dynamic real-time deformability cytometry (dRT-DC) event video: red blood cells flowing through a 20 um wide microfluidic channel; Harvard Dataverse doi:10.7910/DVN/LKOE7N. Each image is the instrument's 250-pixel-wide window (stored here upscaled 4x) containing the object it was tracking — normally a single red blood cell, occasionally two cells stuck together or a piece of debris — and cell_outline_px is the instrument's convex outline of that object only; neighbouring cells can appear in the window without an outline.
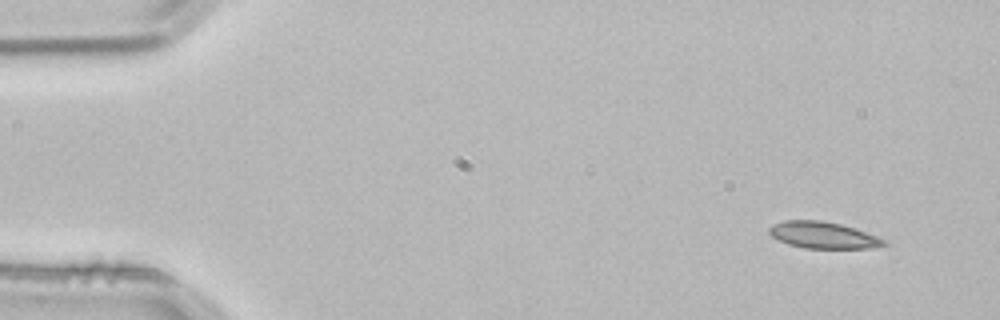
{"species": "common noctule bat (a hibernating species)", "species_latin": "Nyctalus noctula", "temperature_condition": "room temperature", "stored_images_in_passage": 3, "camera_frame_rate_fps": 3000, "um_per_image_px": 0.085, "animal": {"sex": "male", "body_mass_g": 21.5, "forearm_length_mm": 52.0}, "frame": {"image": 1, "passage_image": 1, "time_ms": 0.0, "image_size_px": [1000, 320], "cell_outline_px": [[888, 244], [868, 248], [804, 248], [788, 244], [772, 236], [768, 232], [768, 228], [772, 224], [784, 220], [820, 220], [840, 224], [876, 236], [884, 240]], "centroid_in_image_um": [69.9, 19.98], "position_along_channel_um": 15.1, "area_um2": 17.51}}
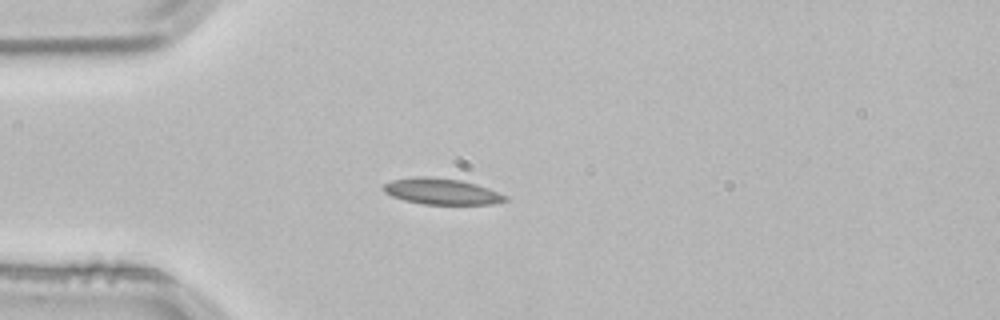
{"frame": {"image": 2, "passage_image": 3, "time_ms": 0.667, "image_size_px": [1000, 320], "cell_outline_px": [[508, 200], [492, 204], [424, 204], [404, 200], [392, 196], [384, 192], [380, 188], [384, 184], [392, 180], [412, 176], [428, 176], [460, 180], [476, 184], [488, 188], [508, 196]], "centroid_in_image_um": [37.51, 16.26], "position_along_channel_um": 47.5, "area_um2": 18.61}}